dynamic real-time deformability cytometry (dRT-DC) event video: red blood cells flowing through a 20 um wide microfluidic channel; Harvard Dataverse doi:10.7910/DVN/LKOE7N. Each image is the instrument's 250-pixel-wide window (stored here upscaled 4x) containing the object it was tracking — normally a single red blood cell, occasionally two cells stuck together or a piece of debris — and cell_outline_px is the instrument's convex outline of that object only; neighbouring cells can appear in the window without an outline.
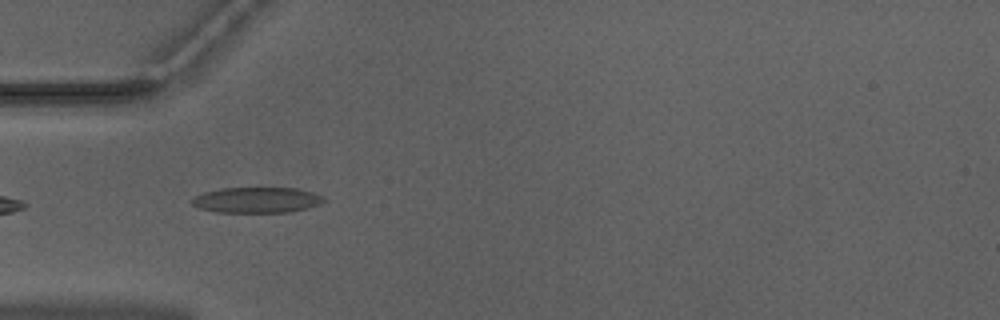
{"species": "Egyptian fruit bat (a non-hibernating species)", "species_latin": "Rousettus aegyptiacus", "temperature_condition": "warm", "stored_images_in_passage": 34, "camera_frame_rate_fps": 3000, "um_per_image_px": 0.085, "animal": {"sex": "male"}, "frame": {"image": 1, "passage_image": 1, "time_ms": 0.0, "image_size_px": [1000, 320], "cell_outline_px": [[328, 200], [320, 204], [308, 208], [288, 212], [216, 212], [200, 208], [192, 204], [188, 200], [204, 192], [220, 188], [296, 188], [312, 192], [324, 196]], "centroid_in_image_um": [21.85, 17.0], "position_along_channel_um": 63.2, "area_um2": 19.83}}
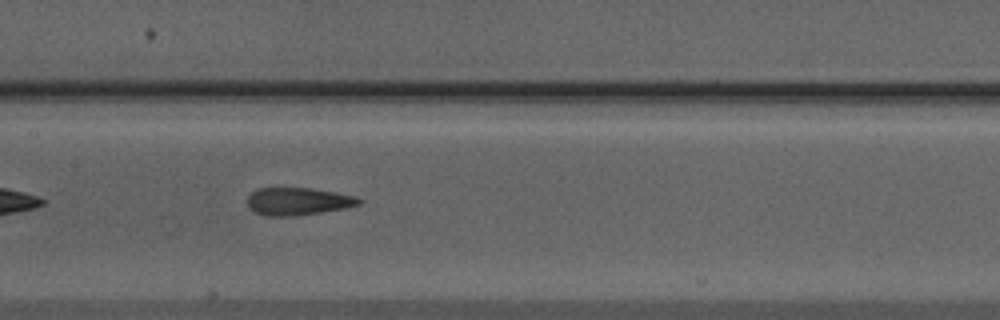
{"frame": {"image": 2, "passage_image": 10, "time_ms": 3.0, "image_size_px": [1000, 320], "cell_outline_px": [[364, 200], [360, 204], [344, 208], [296, 216], [268, 216], [256, 212], [248, 204], [248, 196], [256, 188], [312, 188], [356, 196]], "centroid_in_image_um": [25.35, 17.11], "position_along_channel_um": 182.0, "area_um2": 17.8}}
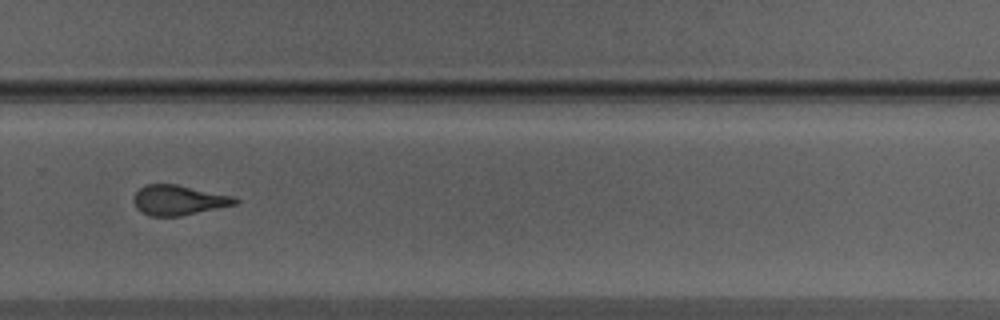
{"frame": {"image": 3, "passage_image": 20, "time_ms": 6.333, "image_size_px": [1000, 320], "cell_outline_px": [[240, 200], [236, 204], [180, 216], [152, 216], [136, 208], [132, 200], [136, 192], [144, 184], [176, 184], [236, 196]], "centroid_in_image_um": [15.19, 17.0], "position_along_channel_um": 314.6, "area_um2": 17.74}, "authors_computed_cell_mechanics": {"area_um2": 18.2359, "velocity_mm_per_s": 3.9851, "shape_relaxation_time_tau1_ms": 3.705, "shape_relaxation_time_tau2_ms": 1.6062, "deformation_change_tau1": 0.1479, "deformation_change_tau2": 0.1083}}